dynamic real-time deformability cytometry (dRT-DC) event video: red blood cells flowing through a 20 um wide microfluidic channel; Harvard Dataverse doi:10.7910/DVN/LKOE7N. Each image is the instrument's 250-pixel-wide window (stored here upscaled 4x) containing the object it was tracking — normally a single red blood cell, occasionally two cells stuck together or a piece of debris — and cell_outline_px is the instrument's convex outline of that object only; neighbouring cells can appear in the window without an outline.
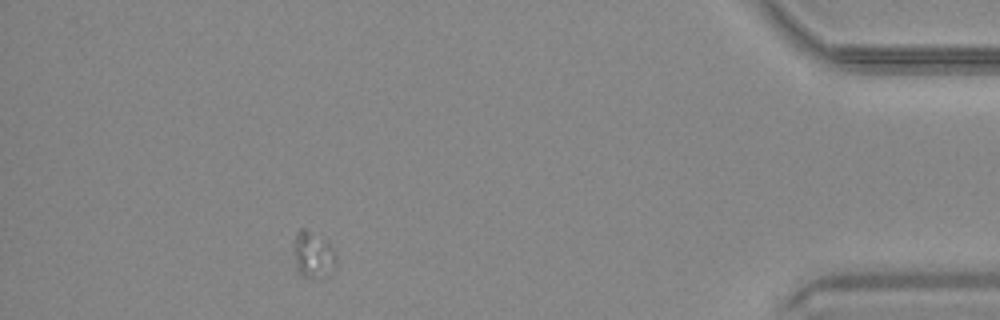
{"species": "common noctule bat (a hibernating species)", "species_latin": "Nyctalus noctula", "temperature_condition": "warm", "stored_images_in_passage": 45, "camera_frame_rate_fps": 3000, "um_per_image_px": 0.085, "animal": {"sex": "male", "body_mass_g": 20.4}, "frame": {"image": 1, "passage_image": 40, "time_ms": 13.0, "image_size_px": [1000, 320], "cell_outline_px": [[336, 264], [332, 268], [308, 276], [304, 276], [296, 272], [292, 248], [292, 244], [296, 232], [300, 228], [304, 228], [324, 240], [336, 252]], "centroid_in_image_um": [26.51, 21.55], "position_along_channel_um": 408.7, "area_um2": 10.92}}